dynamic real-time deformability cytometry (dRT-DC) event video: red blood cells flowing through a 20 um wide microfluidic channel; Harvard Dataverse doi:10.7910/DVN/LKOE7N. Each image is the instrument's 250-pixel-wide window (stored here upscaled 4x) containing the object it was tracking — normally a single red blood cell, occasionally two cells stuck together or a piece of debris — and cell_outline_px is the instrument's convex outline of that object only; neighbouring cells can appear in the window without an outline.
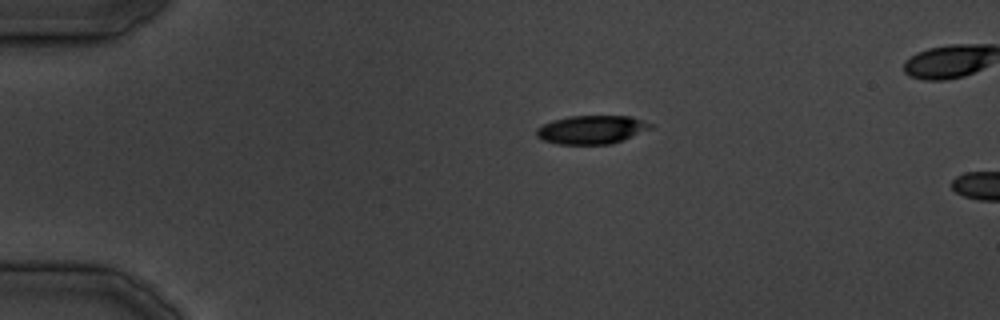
{"species": "common noctule bat (a hibernating species)", "species_latin": "Nyctalus noctula", "temperature_condition": "cold", "stored_images_in_passage": 5, "camera_frame_rate_fps": 3000, "um_per_image_px": 0.085, "animal": {"sex": "male", "body_mass_g": 19.5, "forearm_length_mm": 54.6}, "frame": {"image": 1, "passage_image": 2, "time_ms": 1.0, "image_size_px": [1000, 320], "cell_outline_px": [[656, 128], [624, 140], [612, 144], [556, 144], [544, 140], [536, 136], [536, 128], [552, 120], [568, 116], [632, 116], [644, 120], [652, 124]], "centroid_in_image_um": [50.35, 11.02], "position_along_channel_um": 34.6, "area_um2": 19.31}}